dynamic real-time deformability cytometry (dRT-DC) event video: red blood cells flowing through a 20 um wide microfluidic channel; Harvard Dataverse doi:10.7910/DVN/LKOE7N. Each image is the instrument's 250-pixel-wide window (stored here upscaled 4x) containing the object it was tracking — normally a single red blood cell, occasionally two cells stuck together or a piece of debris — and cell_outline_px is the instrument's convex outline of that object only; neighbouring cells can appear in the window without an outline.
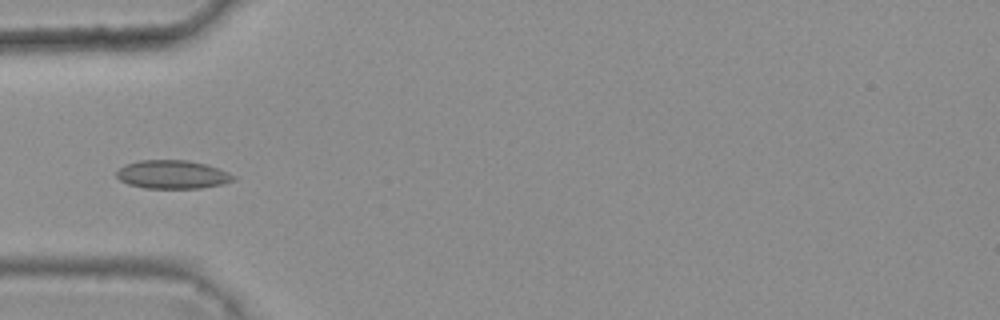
{"species": "common noctule bat (a hibernating species)", "species_latin": "Nyctalus noctula", "temperature_condition": "warm", "stored_images_in_passage": 9, "camera_frame_rate_fps": 3000, "um_per_image_px": 0.085, "animal": {"sex": "female", "body_mass_g": 25.1}, "frame": {"image": 1, "passage_image": 3, "time_ms": 0.667, "image_size_px": [1000, 320], "cell_outline_px": [[236, 180], [220, 184], [200, 188], [144, 188], [128, 184], [120, 180], [116, 176], [116, 172], [124, 164], [140, 160], [188, 160], [204, 164], [228, 172], [236, 176]], "centroid_in_image_um": [14.63, 14.83], "position_along_channel_um": 70.4, "area_um2": 19.31}}
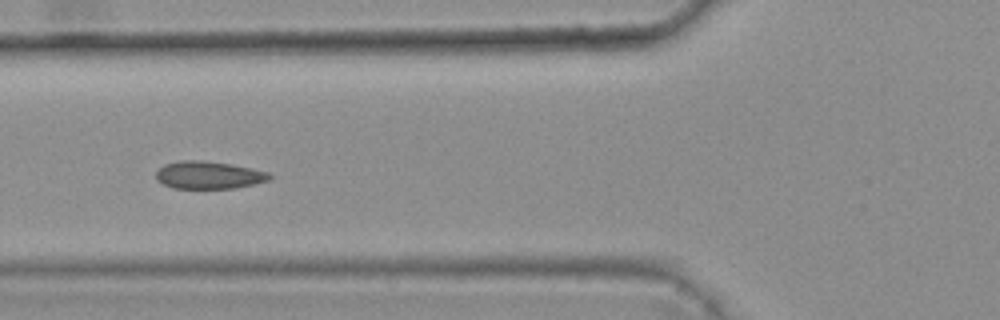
{"frame": {"image": 2, "passage_image": 4, "time_ms": 1.0, "image_size_px": [1000, 320], "cell_outline_px": [[272, 176], [268, 180], [236, 188], [172, 188], [156, 180], [156, 172], [164, 164], [180, 160], [200, 160], [232, 164], [252, 168], [268, 172]], "centroid_in_image_um": [17.72, 14.87], "position_along_channel_um": 108.1, "area_um2": 18.21}}
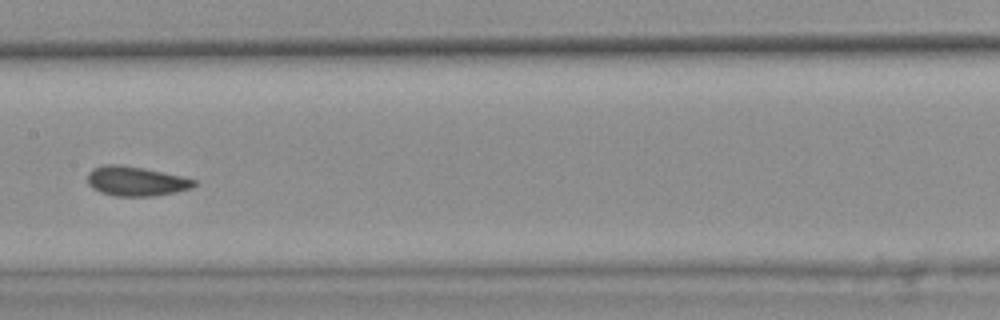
{"frame": {"image": 3, "passage_image": 6, "time_ms": 1.667, "image_size_px": [1000, 320], "cell_outline_px": [[196, 184], [192, 188], [176, 192], [152, 196], [116, 196], [100, 192], [92, 188], [88, 184], [88, 172], [92, 168], [104, 164], [120, 164], [144, 168], [184, 176], [196, 180]], "centroid_in_image_um": [11.56, 15.39], "position_along_channel_um": 195.8, "area_um2": 18.55}}